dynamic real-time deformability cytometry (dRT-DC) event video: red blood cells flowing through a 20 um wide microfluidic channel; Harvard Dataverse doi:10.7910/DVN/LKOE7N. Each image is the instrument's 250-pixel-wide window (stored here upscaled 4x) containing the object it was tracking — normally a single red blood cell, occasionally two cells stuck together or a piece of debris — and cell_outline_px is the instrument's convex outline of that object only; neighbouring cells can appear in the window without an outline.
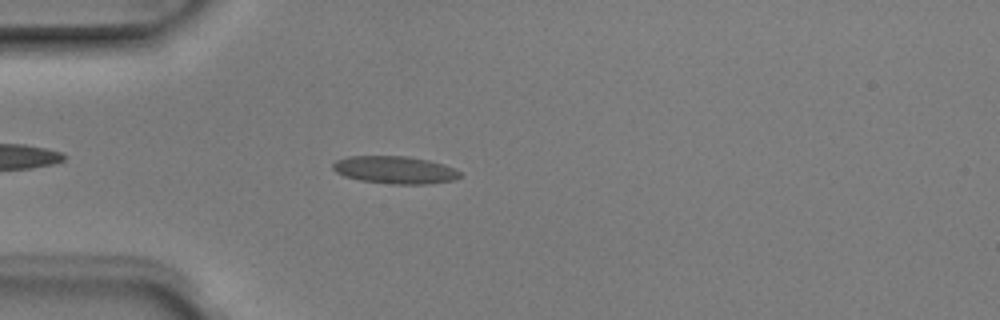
{"species": "Egyptian fruit bat (a non-hibernating species)", "species_latin": "Rousettus aegyptiacus", "temperature_condition": "room temperature", "stored_images_in_passage": 4, "camera_frame_rate_fps": 3000, "um_per_image_px": 0.085, "animal": {"sex": "male"}, "frame": {"image": 1, "passage_image": 4, "time_ms": 1.0, "image_size_px": [1000, 320], "cell_outline_px": [[460, 176], [452, 180], [428, 184], [392, 184], [360, 180], [344, 176], [336, 172], [332, 168], [332, 164], [336, 160], [348, 156], [408, 156], [428, 160], [444, 164], [456, 168], [460, 172]], "centroid_in_image_um": [33.56, 14.43], "position_along_channel_um": 51.4, "area_um2": 20.46}}